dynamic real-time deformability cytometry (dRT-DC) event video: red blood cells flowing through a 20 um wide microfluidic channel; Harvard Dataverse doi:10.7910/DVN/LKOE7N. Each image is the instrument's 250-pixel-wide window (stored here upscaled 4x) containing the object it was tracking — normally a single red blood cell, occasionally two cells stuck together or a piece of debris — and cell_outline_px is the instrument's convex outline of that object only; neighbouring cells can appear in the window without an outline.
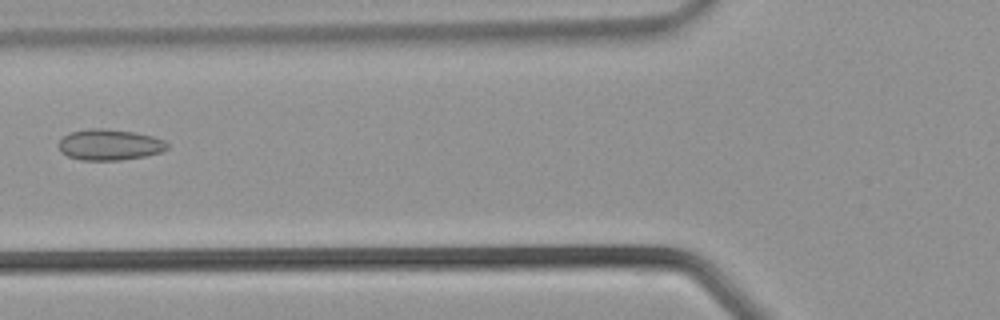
{"species": "common noctule bat (a hibernating species)", "species_latin": "Nyctalus noctula", "temperature_condition": "warm", "stored_images_in_passage": 36, "camera_frame_rate_fps": 3000, "um_per_image_px": 0.085, "animal": {"sex": "male", "body_mass_g": 21.5, "forearm_length_mm": 52.0}, "frame": {"image": 1, "passage_image": 14, "time_ms": 4.333, "image_size_px": [1000, 320], "cell_outline_px": [[168, 148], [160, 152], [144, 156], [120, 160], [80, 160], [68, 156], [60, 152], [60, 140], [64, 136], [72, 132], [88, 128], [104, 128], [136, 132], [152, 136], [164, 140], [168, 144]], "centroid_in_image_um": [9.32, 12.29], "position_along_channel_um": 116.5, "area_um2": 19.54}}
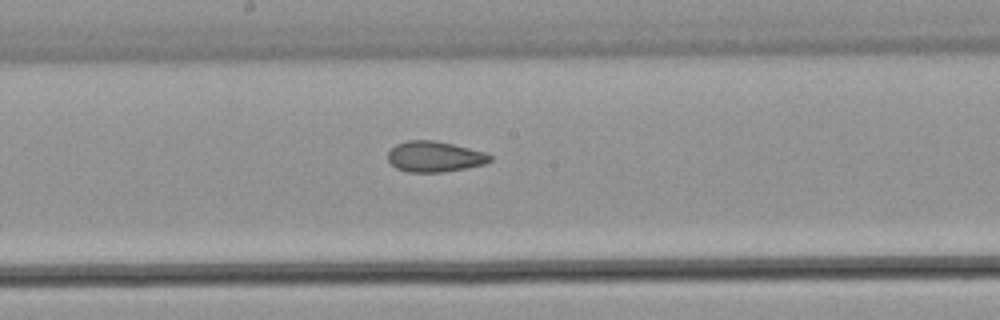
{"frame": {"image": 2, "passage_image": 19, "time_ms": 6.0, "image_size_px": [1000, 320], "cell_outline_px": [[492, 160], [484, 164], [444, 172], [408, 172], [396, 168], [388, 160], [388, 152], [396, 144], [408, 140], [432, 140], [452, 144], [484, 152], [492, 156]], "centroid_in_image_um": [36.92, 13.31], "position_along_channel_um": 211.3, "area_um2": 18.09}}
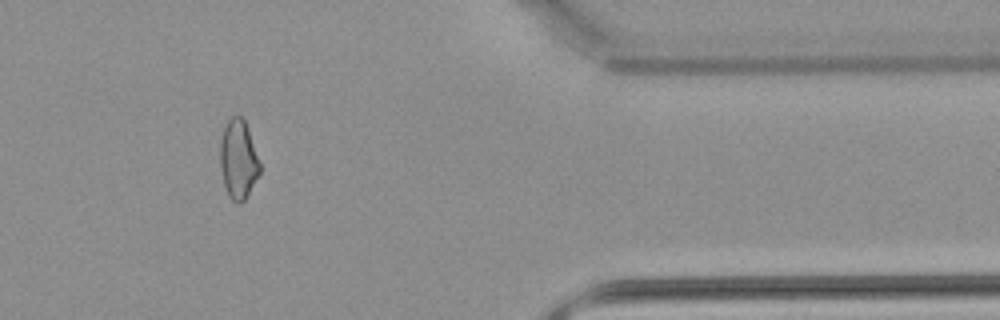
{"frame": {"image": 3, "passage_image": 30, "time_ms": 9.667, "image_size_px": [1000, 320], "cell_outline_px": [[260, 172], [244, 200], [240, 204], [236, 204], [228, 196], [224, 184], [220, 164], [220, 140], [224, 128], [228, 120], [232, 116], [240, 116], [244, 120], [248, 128], [260, 164]], "centroid_in_image_um": [20.24, 13.56], "position_along_channel_um": 391.2, "area_um2": 18.09}}